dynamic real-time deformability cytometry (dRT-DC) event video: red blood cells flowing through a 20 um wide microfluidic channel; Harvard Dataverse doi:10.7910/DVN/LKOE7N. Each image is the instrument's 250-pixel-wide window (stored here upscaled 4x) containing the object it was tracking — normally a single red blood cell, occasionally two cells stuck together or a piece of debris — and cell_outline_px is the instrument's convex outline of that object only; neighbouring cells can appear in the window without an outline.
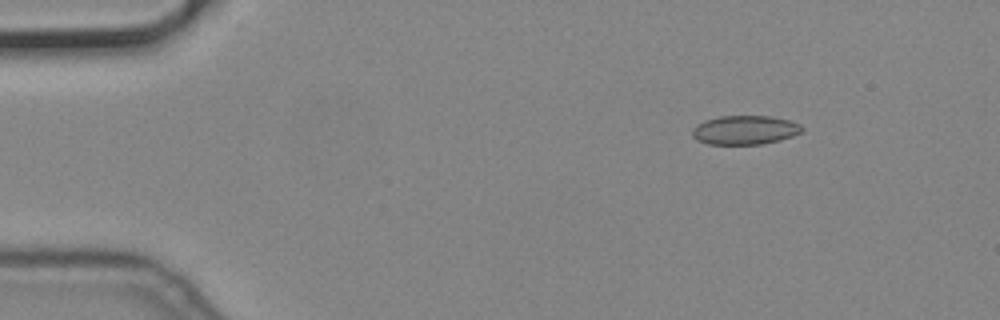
{"species": "common noctule bat (a hibernating species)", "species_latin": "Nyctalus noctula", "temperature_condition": "cold", "stored_images_in_passage": 5, "camera_frame_rate_fps": 3000, "um_per_image_px": 0.085, "animal": {"sex": "male", "body_mass_g": 19.2, "forearm_length_mm": 51.8}, "frame": {"image": 1, "passage_image": 2, "time_ms": 0.333, "image_size_px": [1000, 320], "cell_outline_px": [[804, 128], [800, 132], [792, 136], [780, 140], [760, 144], [708, 144], [696, 140], [692, 136], [692, 128], [696, 124], [704, 120], [720, 116], [772, 116], [788, 120], [800, 124]], "centroid_in_image_um": [63.28, 11.05], "position_along_channel_um": 21.7, "area_um2": 18.61}}